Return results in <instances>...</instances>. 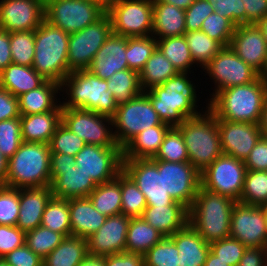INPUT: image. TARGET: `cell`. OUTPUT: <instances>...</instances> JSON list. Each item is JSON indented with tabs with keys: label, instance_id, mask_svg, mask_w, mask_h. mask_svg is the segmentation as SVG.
Listing matches in <instances>:
<instances>
[{
	"label": "cell",
	"instance_id": "cell-4",
	"mask_svg": "<svg viewBox=\"0 0 267 266\" xmlns=\"http://www.w3.org/2000/svg\"><path fill=\"white\" fill-rule=\"evenodd\" d=\"M235 203L233 199L201 186L188 210V223L208 243L228 238Z\"/></svg>",
	"mask_w": 267,
	"mask_h": 266
},
{
	"label": "cell",
	"instance_id": "cell-22",
	"mask_svg": "<svg viewBox=\"0 0 267 266\" xmlns=\"http://www.w3.org/2000/svg\"><path fill=\"white\" fill-rule=\"evenodd\" d=\"M130 218L123 214L107 217L97 232L87 238L88 254L106 256L124 252Z\"/></svg>",
	"mask_w": 267,
	"mask_h": 266
},
{
	"label": "cell",
	"instance_id": "cell-34",
	"mask_svg": "<svg viewBox=\"0 0 267 266\" xmlns=\"http://www.w3.org/2000/svg\"><path fill=\"white\" fill-rule=\"evenodd\" d=\"M88 255L87 239L70 235L43 259V266H79Z\"/></svg>",
	"mask_w": 267,
	"mask_h": 266
},
{
	"label": "cell",
	"instance_id": "cell-13",
	"mask_svg": "<svg viewBox=\"0 0 267 266\" xmlns=\"http://www.w3.org/2000/svg\"><path fill=\"white\" fill-rule=\"evenodd\" d=\"M246 171L244 161L222 154L201 172V186L239 202Z\"/></svg>",
	"mask_w": 267,
	"mask_h": 266
},
{
	"label": "cell",
	"instance_id": "cell-1",
	"mask_svg": "<svg viewBox=\"0 0 267 266\" xmlns=\"http://www.w3.org/2000/svg\"><path fill=\"white\" fill-rule=\"evenodd\" d=\"M193 75L195 74L178 72L162 85L143 91L162 122L171 127L178 126L186 119L196 117L209 109L208 100H205L206 105L201 110L198 108L200 106L198 101L201 99L198 96L200 90L197 88L199 85L193 82L196 81L195 77L190 78Z\"/></svg>",
	"mask_w": 267,
	"mask_h": 266
},
{
	"label": "cell",
	"instance_id": "cell-58",
	"mask_svg": "<svg viewBox=\"0 0 267 266\" xmlns=\"http://www.w3.org/2000/svg\"><path fill=\"white\" fill-rule=\"evenodd\" d=\"M247 170L267 171V135H262L244 161Z\"/></svg>",
	"mask_w": 267,
	"mask_h": 266
},
{
	"label": "cell",
	"instance_id": "cell-18",
	"mask_svg": "<svg viewBox=\"0 0 267 266\" xmlns=\"http://www.w3.org/2000/svg\"><path fill=\"white\" fill-rule=\"evenodd\" d=\"M230 237L246 247L267 248V223L262 206L236 202L231 214Z\"/></svg>",
	"mask_w": 267,
	"mask_h": 266
},
{
	"label": "cell",
	"instance_id": "cell-20",
	"mask_svg": "<svg viewBox=\"0 0 267 266\" xmlns=\"http://www.w3.org/2000/svg\"><path fill=\"white\" fill-rule=\"evenodd\" d=\"M44 0H0V28L8 32L36 30L45 19Z\"/></svg>",
	"mask_w": 267,
	"mask_h": 266
},
{
	"label": "cell",
	"instance_id": "cell-42",
	"mask_svg": "<svg viewBox=\"0 0 267 266\" xmlns=\"http://www.w3.org/2000/svg\"><path fill=\"white\" fill-rule=\"evenodd\" d=\"M121 214L128 217H141L147 207L144 194L137 184L123 170L120 172Z\"/></svg>",
	"mask_w": 267,
	"mask_h": 266
},
{
	"label": "cell",
	"instance_id": "cell-40",
	"mask_svg": "<svg viewBox=\"0 0 267 266\" xmlns=\"http://www.w3.org/2000/svg\"><path fill=\"white\" fill-rule=\"evenodd\" d=\"M184 37L195 65L201 70L223 48L218 41L201 30L186 32Z\"/></svg>",
	"mask_w": 267,
	"mask_h": 266
},
{
	"label": "cell",
	"instance_id": "cell-14",
	"mask_svg": "<svg viewBox=\"0 0 267 266\" xmlns=\"http://www.w3.org/2000/svg\"><path fill=\"white\" fill-rule=\"evenodd\" d=\"M111 33L112 22L106 12L99 20L76 33L70 34L68 45L69 73L88 69L94 55Z\"/></svg>",
	"mask_w": 267,
	"mask_h": 266
},
{
	"label": "cell",
	"instance_id": "cell-69",
	"mask_svg": "<svg viewBox=\"0 0 267 266\" xmlns=\"http://www.w3.org/2000/svg\"><path fill=\"white\" fill-rule=\"evenodd\" d=\"M260 129L263 133V135H267V98L265 100L263 109H262V115L261 120L259 122Z\"/></svg>",
	"mask_w": 267,
	"mask_h": 266
},
{
	"label": "cell",
	"instance_id": "cell-11",
	"mask_svg": "<svg viewBox=\"0 0 267 266\" xmlns=\"http://www.w3.org/2000/svg\"><path fill=\"white\" fill-rule=\"evenodd\" d=\"M209 76L213 91L207 96L208 102L221 90L252 83L259 73L240 59L230 46L223 47L202 69Z\"/></svg>",
	"mask_w": 267,
	"mask_h": 266
},
{
	"label": "cell",
	"instance_id": "cell-21",
	"mask_svg": "<svg viewBox=\"0 0 267 266\" xmlns=\"http://www.w3.org/2000/svg\"><path fill=\"white\" fill-rule=\"evenodd\" d=\"M229 46L240 59L261 73L267 58V43L257 24L235 27Z\"/></svg>",
	"mask_w": 267,
	"mask_h": 266
},
{
	"label": "cell",
	"instance_id": "cell-9",
	"mask_svg": "<svg viewBox=\"0 0 267 266\" xmlns=\"http://www.w3.org/2000/svg\"><path fill=\"white\" fill-rule=\"evenodd\" d=\"M107 13L112 22V33L116 35H152L153 0H110Z\"/></svg>",
	"mask_w": 267,
	"mask_h": 266
},
{
	"label": "cell",
	"instance_id": "cell-8",
	"mask_svg": "<svg viewBox=\"0 0 267 266\" xmlns=\"http://www.w3.org/2000/svg\"><path fill=\"white\" fill-rule=\"evenodd\" d=\"M45 20L68 34L99 20L107 9L88 0H44Z\"/></svg>",
	"mask_w": 267,
	"mask_h": 266
},
{
	"label": "cell",
	"instance_id": "cell-63",
	"mask_svg": "<svg viewBox=\"0 0 267 266\" xmlns=\"http://www.w3.org/2000/svg\"><path fill=\"white\" fill-rule=\"evenodd\" d=\"M75 156L62 153H50V176L51 179L61 170L75 166Z\"/></svg>",
	"mask_w": 267,
	"mask_h": 266
},
{
	"label": "cell",
	"instance_id": "cell-45",
	"mask_svg": "<svg viewBox=\"0 0 267 266\" xmlns=\"http://www.w3.org/2000/svg\"><path fill=\"white\" fill-rule=\"evenodd\" d=\"M152 160H162L168 162L189 161L183 136L176 126H172L168 129L159 151Z\"/></svg>",
	"mask_w": 267,
	"mask_h": 266
},
{
	"label": "cell",
	"instance_id": "cell-50",
	"mask_svg": "<svg viewBox=\"0 0 267 266\" xmlns=\"http://www.w3.org/2000/svg\"><path fill=\"white\" fill-rule=\"evenodd\" d=\"M85 145V141L62 123L57 127L49 143L51 153H62L70 156H76Z\"/></svg>",
	"mask_w": 267,
	"mask_h": 266
},
{
	"label": "cell",
	"instance_id": "cell-12",
	"mask_svg": "<svg viewBox=\"0 0 267 266\" xmlns=\"http://www.w3.org/2000/svg\"><path fill=\"white\" fill-rule=\"evenodd\" d=\"M62 124L86 144L120 147L113 134L111 117L80 108H62Z\"/></svg>",
	"mask_w": 267,
	"mask_h": 266
},
{
	"label": "cell",
	"instance_id": "cell-43",
	"mask_svg": "<svg viewBox=\"0 0 267 266\" xmlns=\"http://www.w3.org/2000/svg\"><path fill=\"white\" fill-rule=\"evenodd\" d=\"M157 48V39L151 36L127 37L126 60L128 68L140 72Z\"/></svg>",
	"mask_w": 267,
	"mask_h": 266
},
{
	"label": "cell",
	"instance_id": "cell-33",
	"mask_svg": "<svg viewBox=\"0 0 267 266\" xmlns=\"http://www.w3.org/2000/svg\"><path fill=\"white\" fill-rule=\"evenodd\" d=\"M46 79L32 67L11 63L0 73V87L18 97L40 87Z\"/></svg>",
	"mask_w": 267,
	"mask_h": 266
},
{
	"label": "cell",
	"instance_id": "cell-53",
	"mask_svg": "<svg viewBox=\"0 0 267 266\" xmlns=\"http://www.w3.org/2000/svg\"><path fill=\"white\" fill-rule=\"evenodd\" d=\"M210 251L229 266H238L246 246L239 240L228 237L209 243Z\"/></svg>",
	"mask_w": 267,
	"mask_h": 266
},
{
	"label": "cell",
	"instance_id": "cell-27",
	"mask_svg": "<svg viewBox=\"0 0 267 266\" xmlns=\"http://www.w3.org/2000/svg\"><path fill=\"white\" fill-rule=\"evenodd\" d=\"M71 235L89 238L105 223L106 216L99 213L88 197L68 199Z\"/></svg>",
	"mask_w": 267,
	"mask_h": 266
},
{
	"label": "cell",
	"instance_id": "cell-61",
	"mask_svg": "<svg viewBox=\"0 0 267 266\" xmlns=\"http://www.w3.org/2000/svg\"><path fill=\"white\" fill-rule=\"evenodd\" d=\"M246 10V24H257L267 15V0H242Z\"/></svg>",
	"mask_w": 267,
	"mask_h": 266
},
{
	"label": "cell",
	"instance_id": "cell-48",
	"mask_svg": "<svg viewBox=\"0 0 267 266\" xmlns=\"http://www.w3.org/2000/svg\"><path fill=\"white\" fill-rule=\"evenodd\" d=\"M170 237H163L144 256V266H179V253Z\"/></svg>",
	"mask_w": 267,
	"mask_h": 266
},
{
	"label": "cell",
	"instance_id": "cell-38",
	"mask_svg": "<svg viewBox=\"0 0 267 266\" xmlns=\"http://www.w3.org/2000/svg\"><path fill=\"white\" fill-rule=\"evenodd\" d=\"M157 48L173 64L178 72L194 73V70L197 69L195 68L197 66H195L192 59L184 35L158 39Z\"/></svg>",
	"mask_w": 267,
	"mask_h": 266
},
{
	"label": "cell",
	"instance_id": "cell-5",
	"mask_svg": "<svg viewBox=\"0 0 267 266\" xmlns=\"http://www.w3.org/2000/svg\"><path fill=\"white\" fill-rule=\"evenodd\" d=\"M70 34L45 19L35 30L32 68L46 80L62 83L69 74L68 45Z\"/></svg>",
	"mask_w": 267,
	"mask_h": 266
},
{
	"label": "cell",
	"instance_id": "cell-36",
	"mask_svg": "<svg viewBox=\"0 0 267 266\" xmlns=\"http://www.w3.org/2000/svg\"><path fill=\"white\" fill-rule=\"evenodd\" d=\"M177 73L173 64L156 48L139 72L141 89L148 91L155 86H160Z\"/></svg>",
	"mask_w": 267,
	"mask_h": 266
},
{
	"label": "cell",
	"instance_id": "cell-74",
	"mask_svg": "<svg viewBox=\"0 0 267 266\" xmlns=\"http://www.w3.org/2000/svg\"><path fill=\"white\" fill-rule=\"evenodd\" d=\"M0 266H9L2 258H0Z\"/></svg>",
	"mask_w": 267,
	"mask_h": 266
},
{
	"label": "cell",
	"instance_id": "cell-7",
	"mask_svg": "<svg viewBox=\"0 0 267 266\" xmlns=\"http://www.w3.org/2000/svg\"><path fill=\"white\" fill-rule=\"evenodd\" d=\"M176 127L183 136L189 162L200 172L223 154L217 118L209 109Z\"/></svg>",
	"mask_w": 267,
	"mask_h": 266
},
{
	"label": "cell",
	"instance_id": "cell-51",
	"mask_svg": "<svg viewBox=\"0 0 267 266\" xmlns=\"http://www.w3.org/2000/svg\"><path fill=\"white\" fill-rule=\"evenodd\" d=\"M20 117L0 121V152L11 158L22 144Z\"/></svg>",
	"mask_w": 267,
	"mask_h": 266
},
{
	"label": "cell",
	"instance_id": "cell-52",
	"mask_svg": "<svg viewBox=\"0 0 267 266\" xmlns=\"http://www.w3.org/2000/svg\"><path fill=\"white\" fill-rule=\"evenodd\" d=\"M19 209V189L0 186V225L16 226Z\"/></svg>",
	"mask_w": 267,
	"mask_h": 266
},
{
	"label": "cell",
	"instance_id": "cell-71",
	"mask_svg": "<svg viewBox=\"0 0 267 266\" xmlns=\"http://www.w3.org/2000/svg\"><path fill=\"white\" fill-rule=\"evenodd\" d=\"M259 77H261L265 82H267V58H266L264 68L261 71V73L259 74Z\"/></svg>",
	"mask_w": 267,
	"mask_h": 266
},
{
	"label": "cell",
	"instance_id": "cell-17",
	"mask_svg": "<svg viewBox=\"0 0 267 266\" xmlns=\"http://www.w3.org/2000/svg\"><path fill=\"white\" fill-rule=\"evenodd\" d=\"M123 171L144 194L147 206H169L174 200L164 190L163 169L152 159H123Z\"/></svg>",
	"mask_w": 267,
	"mask_h": 266
},
{
	"label": "cell",
	"instance_id": "cell-59",
	"mask_svg": "<svg viewBox=\"0 0 267 266\" xmlns=\"http://www.w3.org/2000/svg\"><path fill=\"white\" fill-rule=\"evenodd\" d=\"M20 116L18 98L0 87V121Z\"/></svg>",
	"mask_w": 267,
	"mask_h": 266
},
{
	"label": "cell",
	"instance_id": "cell-16",
	"mask_svg": "<svg viewBox=\"0 0 267 266\" xmlns=\"http://www.w3.org/2000/svg\"><path fill=\"white\" fill-rule=\"evenodd\" d=\"M158 169H163L164 190L188 210L201 187V172L189 161L168 162L153 160Z\"/></svg>",
	"mask_w": 267,
	"mask_h": 266
},
{
	"label": "cell",
	"instance_id": "cell-3",
	"mask_svg": "<svg viewBox=\"0 0 267 266\" xmlns=\"http://www.w3.org/2000/svg\"><path fill=\"white\" fill-rule=\"evenodd\" d=\"M61 92L62 108H80L112 118L118 107L107 80L87 69L71 71L61 83Z\"/></svg>",
	"mask_w": 267,
	"mask_h": 266
},
{
	"label": "cell",
	"instance_id": "cell-44",
	"mask_svg": "<svg viewBox=\"0 0 267 266\" xmlns=\"http://www.w3.org/2000/svg\"><path fill=\"white\" fill-rule=\"evenodd\" d=\"M240 203L262 206L267 203V171L247 170Z\"/></svg>",
	"mask_w": 267,
	"mask_h": 266
},
{
	"label": "cell",
	"instance_id": "cell-56",
	"mask_svg": "<svg viewBox=\"0 0 267 266\" xmlns=\"http://www.w3.org/2000/svg\"><path fill=\"white\" fill-rule=\"evenodd\" d=\"M26 233L17 226L0 225V258L25 244Z\"/></svg>",
	"mask_w": 267,
	"mask_h": 266
},
{
	"label": "cell",
	"instance_id": "cell-29",
	"mask_svg": "<svg viewBox=\"0 0 267 266\" xmlns=\"http://www.w3.org/2000/svg\"><path fill=\"white\" fill-rule=\"evenodd\" d=\"M96 186L90 176L77 170L76 165L68 169H61L51 179L52 196L56 198L88 197Z\"/></svg>",
	"mask_w": 267,
	"mask_h": 266
},
{
	"label": "cell",
	"instance_id": "cell-57",
	"mask_svg": "<svg viewBox=\"0 0 267 266\" xmlns=\"http://www.w3.org/2000/svg\"><path fill=\"white\" fill-rule=\"evenodd\" d=\"M2 259L9 266H43V259L26 244L7 253Z\"/></svg>",
	"mask_w": 267,
	"mask_h": 266
},
{
	"label": "cell",
	"instance_id": "cell-67",
	"mask_svg": "<svg viewBox=\"0 0 267 266\" xmlns=\"http://www.w3.org/2000/svg\"><path fill=\"white\" fill-rule=\"evenodd\" d=\"M195 0H153V2H164L186 10Z\"/></svg>",
	"mask_w": 267,
	"mask_h": 266
},
{
	"label": "cell",
	"instance_id": "cell-49",
	"mask_svg": "<svg viewBox=\"0 0 267 266\" xmlns=\"http://www.w3.org/2000/svg\"><path fill=\"white\" fill-rule=\"evenodd\" d=\"M235 27L229 19L220 16L217 12H213L203 21L200 30L210 38L218 41L223 47H227L230 44Z\"/></svg>",
	"mask_w": 267,
	"mask_h": 266
},
{
	"label": "cell",
	"instance_id": "cell-64",
	"mask_svg": "<svg viewBox=\"0 0 267 266\" xmlns=\"http://www.w3.org/2000/svg\"><path fill=\"white\" fill-rule=\"evenodd\" d=\"M11 63L10 32L0 28V73Z\"/></svg>",
	"mask_w": 267,
	"mask_h": 266
},
{
	"label": "cell",
	"instance_id": "cell-31",
	"mask_svg": "<svg viewBox=\"0 0 267 266\" xmlns=\"http://www.w3.org/2000/svg\"><path fill=\"white\" fill-rule=\"evenodd\" d=\"M20 122L23 142L49 144L57 127L62 123V111L21 115Z\"/></svg>",
	"mask_w": 267,
	"mask_h": 266
},
{
	"label": "cell",
	"instance_id": "cell-15",
	"mask_svg": "<svg viewBox=\"0 0 267 266\" xmlns=\"http://www.w3.org/2000/svg\"><path fill=\"white\" fill-rule=\"evenodd\" d=\"M75 163L77 170L100 185L113 180L123 170L122 148L86 144L76 154Z\"/></svg>",
	"mask_w": 267,
	"mask_h": 266
},
{
	"label": "cell",
	"instance_id": "cell-70",
	"mask_svg": "<svg viewBox=\"0 0 267 266\" xmlns=\"http://www.w3.org/2000/svg\"><path fill=\"white\" fill-rule=\"evenodd\" d=\"M257 25L260 27V29L263 31V34H264V38L266 40V43H267V15L262 18L258 23Z\"/></svg>",
	"mask_w": 267,
	"mask_h": 266
},
{
	"label": "cell",
	"instance_id": "cell-28",
	"mask_svg": "<svg viewBox=\"0 0 267 266\" xmlns=\"http://www.w3.org/2000/svg\"><path fill=\"white\" fill-rule=\"evenodd\" d=\"M169 237L179 251V266H204L209 243L189 223Z\"/></svg>",
	"mask_w": 267,
	"mask_h": 266
},
{
	"label": "cell",
	"instance_id": "cell-39",
	"mask_svg": "<svg viewBox=\"0 0 267 266\" xmlns=\"http://www.w3.org/2000/svg\"><path fill=\"white\" fill-rule=\"evenodd\" d=\"M107 85L108 89L112 91L117 105L127 103L143 92L139 73L129 68L113 74L107 80Z\"/></svg>",
	"mask_w": 267,
	"mask_h": 266
},
{
	"label": "cell",
	"instance_id": "cell-32",
	"mask_svg": "<svg viewBox=\"0 0 267 266\" xmlns=\"http://www.w3.org/2000/svg\"><path fill=\"white\" fill-rule=\"evenodd\" d=\"M185 10L164 2H153L152 36L158 39L186 33Z\"/></svg>",
	"mask_w": 267,
	"mask_h": 266
},
{
	"label": "cell",
	"instance_id": "cell-35",
	"mask_svg": "<svg viewBox=\"0 0 267 266\" xmlns=\"http://www.w3.org/2000/svg\"><path fill=\"white\" fill-rule=\"evenodd\" d=\"M164 236L142 217H131L126 237V252L144 255Z\"/></svg>",
	"mask_w": 267,
	"mask_h": 266
},
{
	"label": "cell",
	"instance_id": "cell-73",
	"mask_svg": "<svg viewBox=\"0 0 267 266\" xmlns=\"http://www.w3.org/2000/svg\"><path fill=\"white\" fill-rule=\"evenodd\" d=\"M262 208L264 209V214H265L266 223H267V203H265L264 205H262Z\"/></svg>",
	"mask_w": 267,
	"mask_h": 266
},
{
	"label": "cell",
	"instance_id": "cell-55",
	"mask_svg": "<svg viewBox=\"0 0 267 266\" xmlns=\"http://www.w3.org/2000/svg\"><path fill=\"white\" fill-rule=\"evenodd\" d=\"M214 12L213 5L207 0H195L185 10L186 31L200 30L203 21Z\"/></svg>",
	"mask_w": 267,
	"mask_h": 266
},
{
	"label": "cell",
	"instance_id": "cell-65",
	"mask_svg": "<svg viewBox=\"0 0 267 266\" xmlns=\"http://www.w3.org/2000/svg\"><path fill=\"white\" fill-rule=\"evenodd\" d=\"M79 266H105V256L88 255Z\"/></svg>",
	"mask_w": 267,
	"mask_h": 266
},
{
	"label": "cell",
	"instance_id": "cell-66",
	"mask_svg": "<svg viewBox=\"0 0 267 266\" xmlns=\"http://www.w3.org/2000/svg\"><path fill=\"white\" fill-rule=\"evenodd\" d=\"M8 169V158L0 152V186H5Z\"/></svg>",
	"mask_w": 267,
	"mask_h": 266
},
{
	"label": "cell",
	"instance_id": "cell-54",
	"mask_svg": "<svg viewBox=\"0 0 267 266\" xmlns=\"http://www.w3.org/2000/svg\"><path fill=\"white\" fill-rule=\"evenodd\" d=\"M214 12L229 19L236 27L246 24V10L242 0H207Z\"/></svg>",
	"mask_w": 267,
	"mask_h": 266
},
{
	"label": "cell",
	"instance_id": "cell-10",
	"mask_svg": "<svg viewBox=\"0 0 267 266\" xmlns=\"http://www.w3.org/2000/svg\"><path fill=\"white\" fill-rule=\"evenodd\" d=\"M113 119V134L121 148L136 134L163 122L142 92L131 101L118 105Z\"/></svg>",
	"mask_w": 267,
	"mask_h": 266
},
{
	"label": "cell",
	"instance_id": "cell-62",
	"mask_svg": "<svg viewBox=\"0 0 267 266\" xmlns=\"http://www.w3.org/2000/svg\"><path fill=\"white\" fill-rule=\"evenodd\" d=\"M238 266H267V248L247 247Z\"/></svg>",
	"mask_w": 267,
	"mask_h": 266
},
{
	"label": "cell",
	"instance_id": "cell-26",
	"mask_svg": "<svg viewBox=\"0 0 267 266\" xmlns=\"http://www.w3.org/2000/svg\"><path fill=\"white\" fill-rule=\"evenodd\" d=\"M188 209L181 203L169 206H147L142 218L164 237H169L188 224Z\"/></svg>",
	"mask_w": 267,
	"mask_h": 266
},
{
	"label": "cell",
	"instance_id": "cell-6",
	"mask_svg": "<svg viewBox=\"0 0 267 266\" xmlns=\"http://www.w3.org/2000/svg\"><path fill=\"white\" fill-rule=\"evenodd\" d=\"M50 153L49 144L22 142L8 159L5 186L17 189L51 186Z\"/></svg>",
	"mask_w": 267,
	"mask_h": 266
},
{
	"label": "cell",
	"instance_id": "cell-19",
	"mask_svg": "<svg viewBox=\"0 0 267 266\" xmlns=\"http://www.w3.org/2000/svg\"><path fill=\"white\" fill-rule=\"evenodd\" d=\"M222 153L245 161L263 135L259 124L217 119Z\"/></svg>",
	"mask_w": 267,
	"mask_h": 266
},
{
	"label": "cell",
	"instance_id": "cell-37",
	"mask_svg": "<svg viewBox=\"0 0 267 266\" xmlns=\"http://www.w3.org/2000/svg\"><path fill=\"white\" fill-rule=\"evenodd\" d=\"M88 198L95 209L106 217L121 214L120 173L113 180L97 185Z\"/></svg>",
	"mask_w": 267,
	"mask_h": 266
},
{
	"label": "cell",
	"instance_id": "cell-2",
	"mask_svg": "<svg viewBox=\"0 0 267 266\" xmlns=\"http://www.w3.org/2000/svg\"><path fill=\"white\" fill-rule=\"evenodd\" d=\"M267 98V82L256 81L219 91L210 101L209 110L217 119L259 124Z\"/></svg>",
	"mask_w": 267,
	"mask_h": 266
},
{
	"label": "cell",
	"instance_id": "cell-23",
	"mask_svg": "<svg viewBox=\"0 0 267 266\" xmlns=\"http://www.w3.org/2000/svg\"><path fill=\"white\" fill-rule=\"evenodd\" d=\"M126 48L127 37L111 33L87 70L101 79L109 80L117 71L128 68Z\"/></svg>",
	"mask_w": 267,
	"mask_h": 266
},
{
	"label": "cell",
	"instance_id": "cell-41",
	"mask_svg": "<svg viewBox=\"0 0 267 266\" xmlns=\"http://www.w3.org/2000/svg\"><path fill=\"white\" fill-rule=\"evenodd\" d=\"M41 226L65 237L71 235L68 199L51 197L42 216Z\"/></svg>",
	"mask_w": 267,
	"mask_h": 266
},
{
	"label": "cell",
	"instance_id": "cell-24",
	"mask_svg": "<svg viewBox=\"0 0 267 266\" xmlns=\"http://www.w3.org/2000/svg\"><path fill=\"white\" fill-rule=\"evenodd\" d=\"M51 197V186L20 188L16 226L25 233L41 226L43 212Z\"/></svg>",
	"mask_w": 267,
	"mask_h": 266
},
{
	"label": "cell",
	"instance_id": "cell-46",
	"mask_svg": "<svg viewBox=\"0 0 267 266\" xmlns=\"http://www.w3.org/2000/svg\"><path fill=\"white\" fill-rule=\"evenodd\" d=\"M65 236L53 232L44 226L26 232L25 244L42 259L51 253L63 240Z\"/></svg>",
	"mask_w": 267,
	"mask_h": 266
},
{
	"label": "cell",
	"instance_id": "cell-60",
	"mask_svg": "<svg viewBox=\"0 0 267 266\" xmlns=\"http://www.w3.org/2000/svg\"><path fill=\"white\" fill-rule=\"evenodd\" d=\"M105 266H144V256L126 251L106 255Z\"/></svg>",
	"mask_w": 267,
	"mask_h": 266
},
{
	"label": "cell",
	"instance_id": "cell-25",
	"mask_svg": "<svg viewBox=\"0 0 267 266\" xmlns=\"http://www.w3.org/2000/svg\"><path fill=\"white\" fill-rule=\"evenodd\" d=\"M58 97H61V84L46 80L40 87L17 97L20 115L62 111L61 98Z\"/></svg>",
	"mask_w": 267,
	"mask_h": 266
},
{
	"label": "cell",
	"instance_id": "cell-72",
	"mask_svg": "<svg viewBox=\"0 0 267 266\" xmlns=\"http://www.w3.org/2000/svg\"><path fill=\"white\" fill-rule=\"evenodd\" d=\"M88 1L96 2V3L102 4L106 9H107L108 4H109V2H110V0H88Z\"/></svg>",
	"mask_w": 267,
	"mask_h": 266
},
{
	"label": "cell",
	"instance_id": "cell-47",
	"mask_svg": "<svg viewBox=\"0 0 267 266\" xmlns=\"http://www.w3.org/2000/svg\"><path fill=\"white\" fill-rule=\"evenodd\" d=\"M12 62L32 67L35 47V30L10 32Z\"/></svg>",
	"mask_w": 267,
	"mask_h": 266
},
{
	"label": "cell",
	"instance_id": "cell-68",
	"mask_svg": "<svg viewBox=\"0 0 267 266\" xmlns=\"http://www.w3.org/2000/svg\"><path fill=\"white\" fill-rule=\"evenodd\" d=\"M204 266H229V265L223 260H220L211 251H209Z\"/></svg>",
	"mask_w": 267,
	"mask_h": 266
},
{
	"label": "cell",
	"instance_id": "cell-30",
	"mask_svg": "<svg viewBox=\"0 0 267 266\" xmlns=\"http://www.w3.org/2000/svg\"><path fill=\"white\" fill-rule=\"evenodd\" d=\"M171 126L167 123L150 127L136 134L122 147L123 159H152Z\"/></svg>",
	"mask_w": 267,
	"mask_h": 266
}]
</instances>
